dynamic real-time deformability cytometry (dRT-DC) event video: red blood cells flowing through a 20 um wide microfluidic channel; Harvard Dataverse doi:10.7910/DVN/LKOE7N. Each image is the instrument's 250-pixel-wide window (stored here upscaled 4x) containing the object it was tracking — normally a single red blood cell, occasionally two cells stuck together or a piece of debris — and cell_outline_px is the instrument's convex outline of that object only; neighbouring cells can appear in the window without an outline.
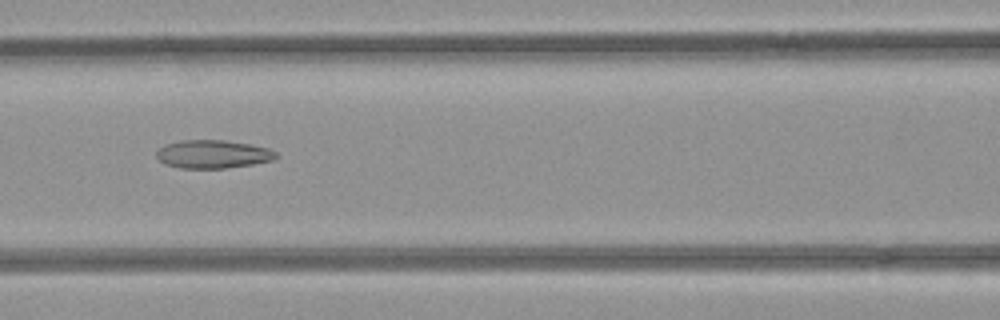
{"species": "common noctule bat (a hibernating species)", "species_latin": "Nyctalus noctula", "temperature_condition": "room temperature", "stored_images_in_passage": 8, "camera_frame_rate_fps": 3000, "um_per_image_px": 0.085, "animal": {"sex": "female", "body_mass_g": 21.9}, "frame": {"image": 1, "passage_image": 6, "time_ms": 1.667, "image_size_px": [1000, 320], "cell_outline_px": [[280, 156], [272, 160], [252, 164], [224, 168], [180, 168], [164, 164], [156, 156], [156, 152], [164, 144], [180, 140], [224, 140], [248, 144], [268, 148], [276, 152]], "centroid_in_image_um": [18.08, 13.1], "position_along_channel_um": 148.5, "area_um2": 19.65}}
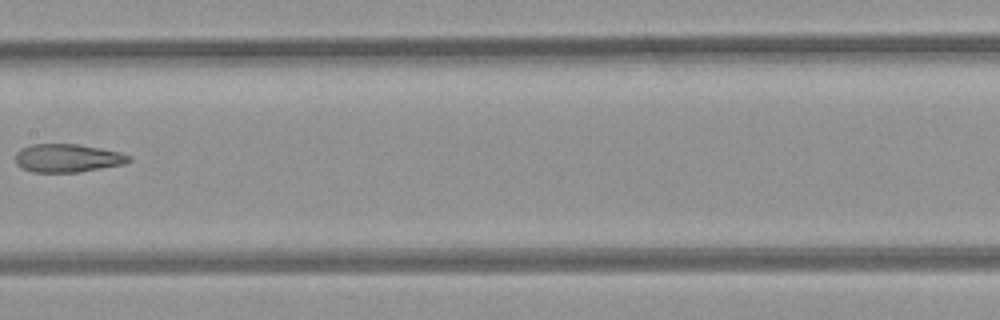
{"frame": {"image": 2, "passage_image": 7, "time_ms": 2.0, "image_size_px": [1000, 320], "cell_outline_px": [[132, 160], [124, 164], [80, 172], [32, 172], [16, 164], [16, 152], [20, 148], [32, 144], [76, 144], [100, 148], [120, 152], [132, 156]], "centroid_in_image_um": [5.76, 13.43], "position_along_channel_um": 201.6, "area_um2": 18.73}}
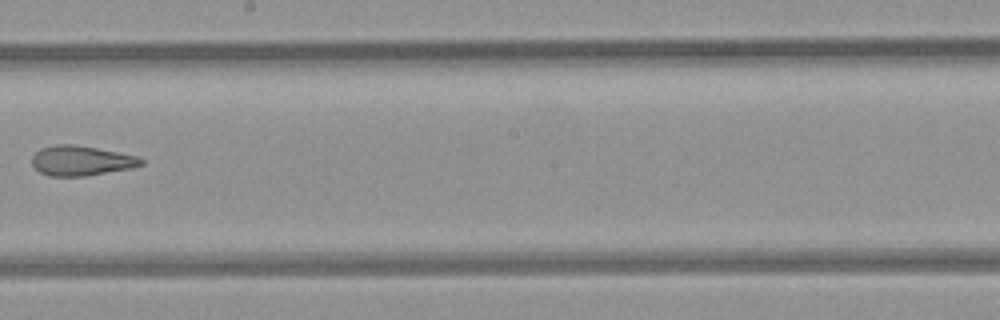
{"frame": {"image": 3, "passage_image": 8, "time_ms": 2.333, "image_size_px": [1000, 320], "cell_outline_px": [[144, 164], [132, 168], [88, 176], [52, 176], [40, 172], [32, 164], [32, 156], [40, 148], [56, 144], [76, 144], [140, 156], [144, 160]], "centroid_in_image_um": [6.94, 13.65], "position_along_channel_um": 241.3, "area_um2": 19.25}}